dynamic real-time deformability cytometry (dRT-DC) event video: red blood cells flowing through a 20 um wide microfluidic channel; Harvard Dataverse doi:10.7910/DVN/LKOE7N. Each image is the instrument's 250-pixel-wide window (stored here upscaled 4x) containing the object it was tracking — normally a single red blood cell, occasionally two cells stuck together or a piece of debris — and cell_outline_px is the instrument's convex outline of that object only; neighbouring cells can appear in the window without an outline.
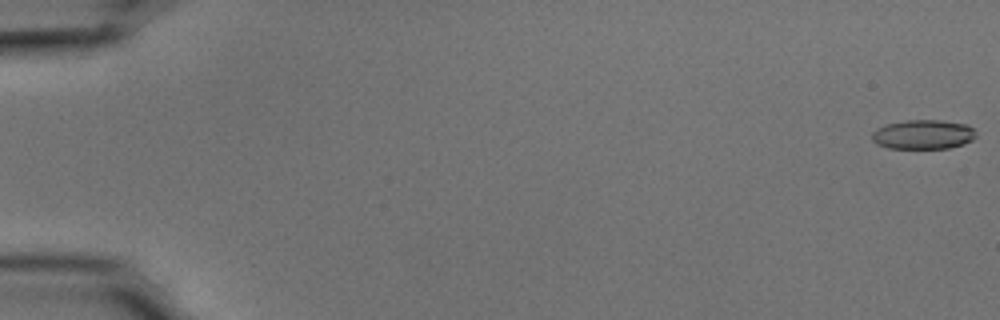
{"species": "common noctule bat (a hibernating species)", "species_latin": "Nyctalus noctula", "temperature_condition": "cold", "stored_images_in_passage": 55, "camera_frame_rate_fps": 3000, "um_per_image_px": 0.085, "animal": {"sex": "male", "body_mass_g": 15.6}, "frame": {"image": 1, "passage_image": 1, "time_ms": 0.0, "image_size_px": [1000, 320], "cell_outline_px": [[976, 136], [972, 140], [964, 144], [948, 148], [888, 148], [876, 144], [872, 140], [872, 132], [876, 128], [888, 124], [908, 120], [940, 120], [968, 124], [976, 132]], "centroid_in_image_um": [78.48, 11.43], "position_along_channel_um": 6.5, "area_um2": 17.86}}
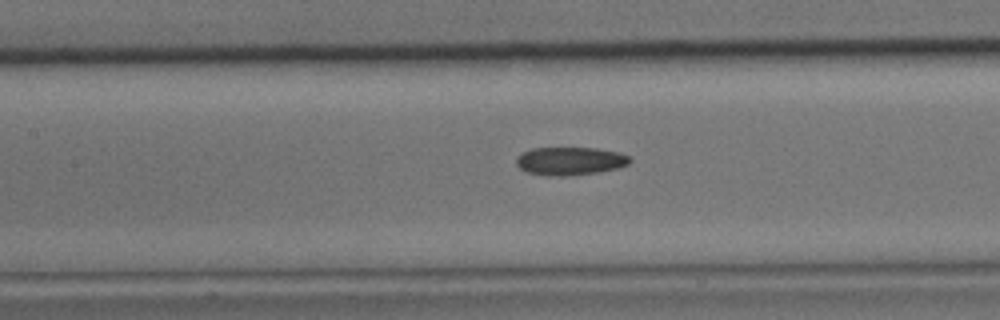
{"frame": {"image": 2, "passage_image": 26, "time_ms": 8.333, "image_size_px": [1000, 320], "cell_outline_px": [[632, 160], [628, 164], [620, 168], [600, 172], [568, 176], [548, 176], [524, 172], [516, 164], [516, 156], [520, 152], [532, 148], [596, 148], [620, 152], [628, 156]], "centroid_in_image_um": [48.43, 13.69], "position_along_channel_um": 159.0, "area_um2": 19.02}}
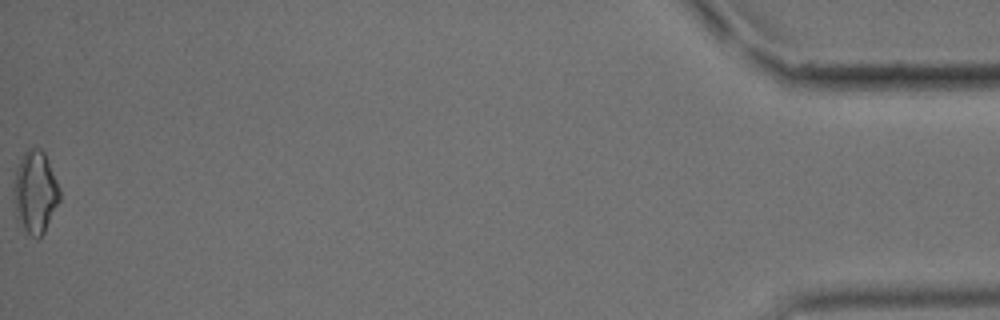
{"frame": {"image": 3, "passage_image": 55, "time_ms": 18.0, "image_size_px": [1000, 320], "cell_outline_px": [[60, 200], [44, 232], [36, 240], [16, 220], [16, 168], [20, 156], [32, 144], [40, 148], [44, 152], [48, 160], [60, 188]], "centroid_in_image_um": [3.03, 16.28], "position_along_channel_um": 432.2, "area_um2": 21.79}, "authors_computed_cell_mechanics": {"area_um2": 18.785, "velocity_mm_per_s": 3.7566, "shape_relaxation_time_tau1_ms": 9.1606, "shape_relaxation_time_tau2_ms": 5.572, "deformation_change_tau1": 0.1512, "deformation_change_tau2": 0.1319}}